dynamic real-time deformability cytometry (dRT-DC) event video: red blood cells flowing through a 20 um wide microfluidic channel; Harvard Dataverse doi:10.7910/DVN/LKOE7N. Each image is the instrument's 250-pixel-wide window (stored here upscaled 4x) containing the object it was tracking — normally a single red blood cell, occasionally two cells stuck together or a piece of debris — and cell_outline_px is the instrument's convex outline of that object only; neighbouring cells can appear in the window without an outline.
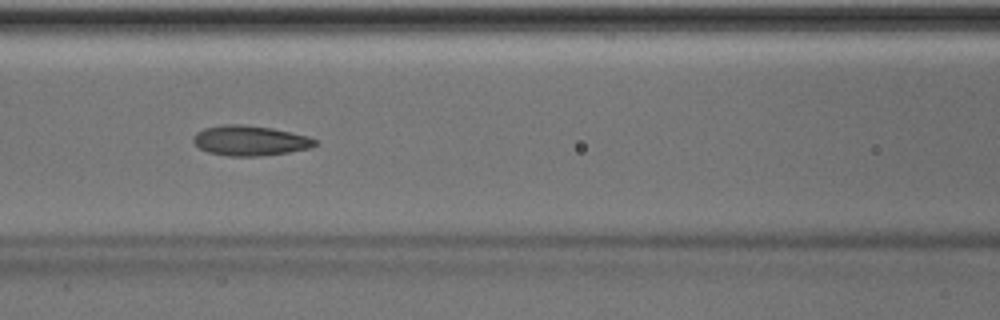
{"species": "Egyptian fruit bat (a non-hibernating species)", "species_latin": "Rousettus aegyptiacus", "temperature_condition": "room temperature", "stored_images_in_passage": 50, "camera_frame_rate_fps": 3000, "um_per_image_px": 0.085, "animal": {"sex": "male"}, "frame": {"image": 1, "passage_image": 22, "time_ms": 7.0, "image_size_px": [1000, 320], "cell_outline_px": [[316, 144], [312, 148], [288, 152], [260, 156], [228, 156], [208, 152], [200, 148], [192, 140], [192, 136], [196, 132], [204, 128], [224, 124], [244, 124], [272, 128], [308, 136], [316, 140]], "centroid_in_image_um": [21.23, 11.95], "position_along_channel_um": 145.4, "area_um2": 21.39}}
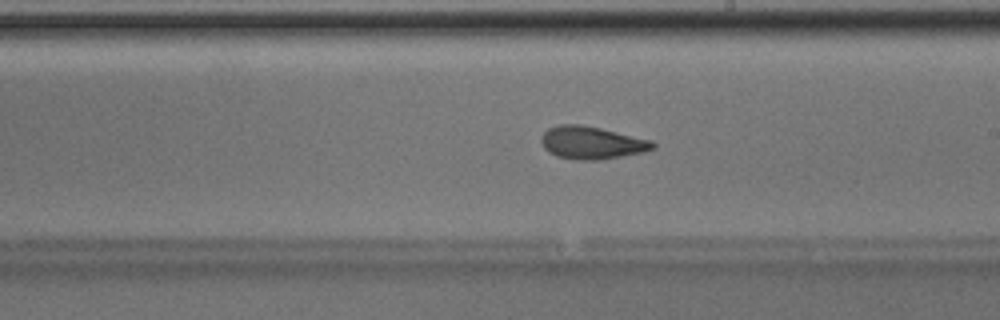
{"frame": {"image": 2, "passage_image": 29, "time_ms": 9.333, "image_size_px": [1000, 320], "cell_outline_px": [[656, 148], [644, 152], [600, 160], [576, 160], [556, 156], [548, 152], [544, 148], [540, 140], [540, 136], [548, 128], [560, 124], [580, 124], [600, 128], [652, 140], [656, 144]], "centroid_in_image_um": [50.29, 12.13], "position_along_channel_um": 238.7, "area_um2": 21.44}, "authors_computed_cell_mechanics": {"area_um2": 21.4149, "velocity_mm_per_s": 4.0166, "shape_relaxation_time_tau1_ms": 3.5765, "shape_relaxation_time_tau2_ms": 2.5234, "deformation_change_tau1": 0.123, "deformation_change_tau2": 0.0864}}